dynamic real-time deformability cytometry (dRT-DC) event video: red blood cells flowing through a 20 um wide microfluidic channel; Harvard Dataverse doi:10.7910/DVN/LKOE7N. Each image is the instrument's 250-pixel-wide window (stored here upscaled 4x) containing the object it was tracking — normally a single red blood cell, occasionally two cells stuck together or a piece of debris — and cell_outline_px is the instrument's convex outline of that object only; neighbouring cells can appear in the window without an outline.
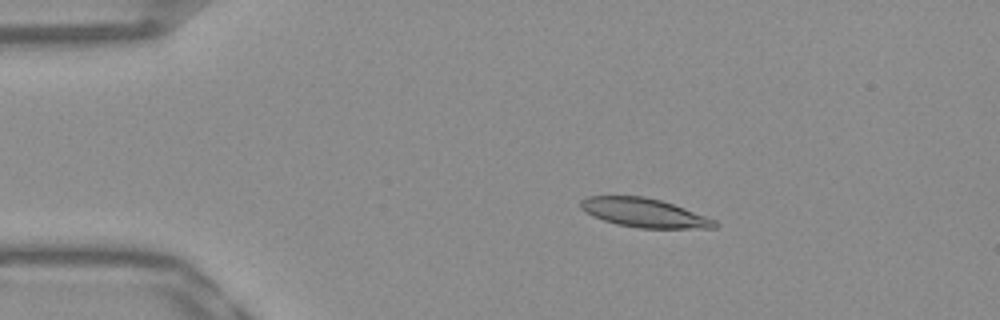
{"species": "Egyptian fruit bat (a non-hibernating species)", "species_latin": "Rousettus aegyptiacus", "temperature_condition": "warm", "stored_images_in_passage": 22, "camera_frame_rate_fps": 3000, "um_per_image_px": 0.085, "frame": {"image": 1, "passage_image": 10, "time_ms": 3.0, "image_size_px": [1000, 320], "cell_outline_px": [[720, 224], [716, 228], [636, 228], [616, 224], [592, 216], [580, 208], [580, 200], [588, 196], [644, 196], [660, 200], [684, 208], [716, 220]], "centroid_in_image_um": [54.75, 18.09], "position_along_channel_um": 30.3, "area_um2": 22.6}}
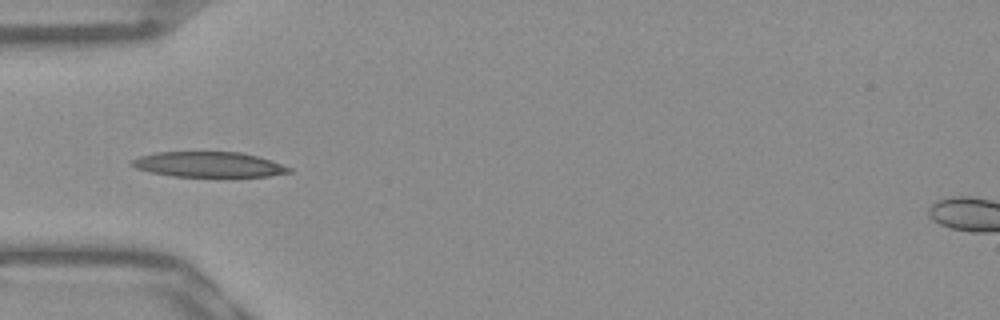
{"frame": {"image": 2, "passage_image": 17, "time_ms": 5.333, "image_size_px": [1000, 320], "cell_outline_px": [[292, 172], [268, 176], [232, 180], [228, 180], [172, 176], [152, 172], [136, 168], [128, 164], [128, 160], [140, 156], [156, 152], [240, 152], [256, 156], [292, 168]], "centroid_in_image_um": [17.74, 14.04], "position_along_channel_um": 67.3, "area_um2": 24.39}}
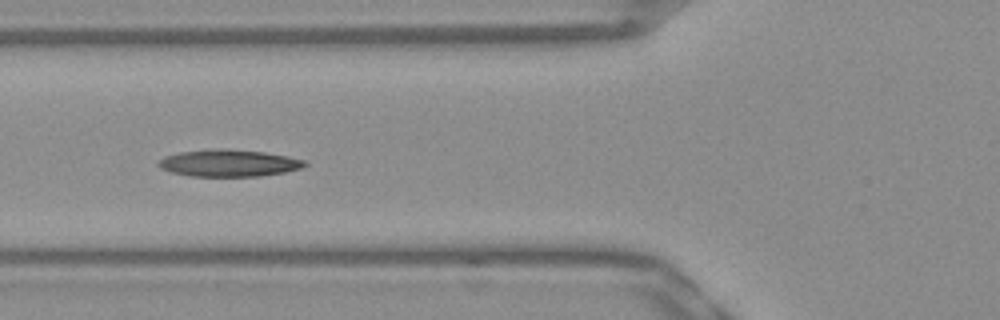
{"frame": {"image": 3, "passage_image": 20, "time_ms": 6.333, "image_size_px": [1000, 320], "cell_outline_px": [[308, 164], [300, 168], [284, 172], [260, 176], [188, 176], [172, 172], [160, 168], [156, 164], [164, 156], [180, 152], [208, 148], [228, 148], [264, 152], [288, 156], [308, 160]], "centroid_in_image_um": [19.45, 13.85], "position_along_channel_um": 106.4, "area_um2": 23.29}}